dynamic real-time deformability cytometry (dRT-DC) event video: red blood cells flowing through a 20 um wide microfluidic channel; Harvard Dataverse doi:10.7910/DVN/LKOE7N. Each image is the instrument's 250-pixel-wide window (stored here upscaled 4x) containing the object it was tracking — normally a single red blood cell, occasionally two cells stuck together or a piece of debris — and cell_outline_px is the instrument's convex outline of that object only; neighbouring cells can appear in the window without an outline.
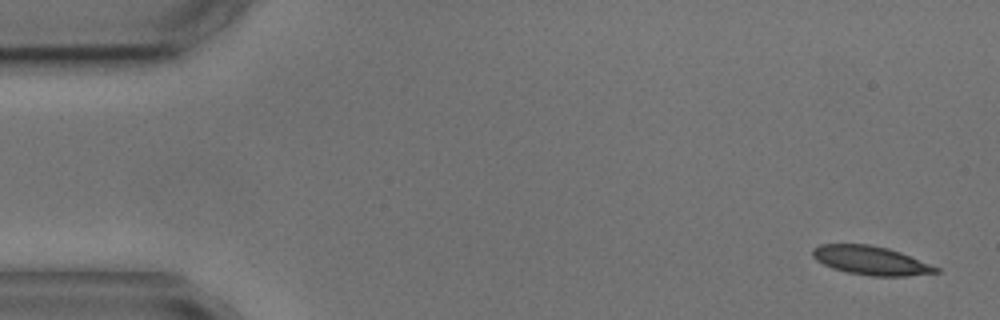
{"species": "common noctule bat (a hibernating species)", "species_latin": "Nyctalus noctula", "temperature_condition": "cold", "stored_images_in_passage": 4, "camera_frame_rate_fps": 3000, "um_per_image_px": 0.085, "animal": {"sex": "male", "body_mass_g": 17.9, "forearm_length_mm": 54.2}, "frame": {"image": 1, "passage_image": 1, "time_ms": 0.0, "image_size_px": [1000, 320], "cell_outline_px": [[940, 272], [904, 276], [868, 276], [848, 272], [832, 268], [816, 260], [812, 256], [812, 248], [820, 244], [868, 244], [888, 248], [900, 252], [940, 268]], "centroid_in_image_um": [74.0, 22.14], "position_along_channel_um": 11.0, "area_um2": 20.63}}
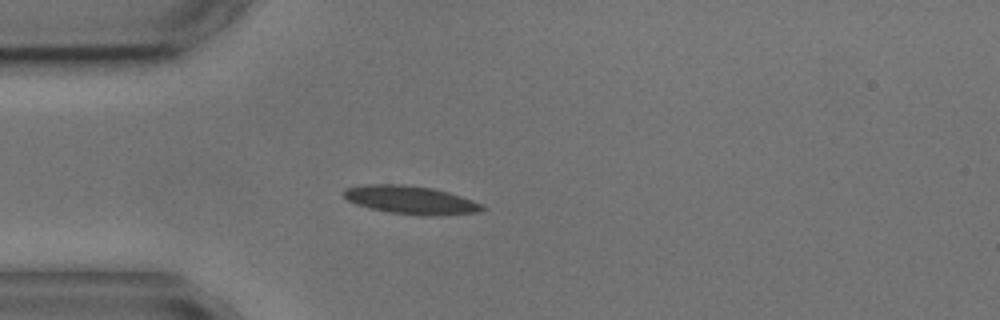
{"frame": {"image": 2, "passage_image": 4, "time_ms": 4.0, "image_size_px": [1000, 320], "cell_outline_px": [[488, 208], [476, 212], [440, 216], [420, 216], [388, 212], [368, 208], [356, 204], [348, 200], [344, 196], [344, 188], [364, 184], [404, 184], [432, 188], [448, 192], [484, 204]], "centroid_in_image_um": [34.92, 17.0], "position_along_channel_um": 50.1, "area_um2": 23.06}}